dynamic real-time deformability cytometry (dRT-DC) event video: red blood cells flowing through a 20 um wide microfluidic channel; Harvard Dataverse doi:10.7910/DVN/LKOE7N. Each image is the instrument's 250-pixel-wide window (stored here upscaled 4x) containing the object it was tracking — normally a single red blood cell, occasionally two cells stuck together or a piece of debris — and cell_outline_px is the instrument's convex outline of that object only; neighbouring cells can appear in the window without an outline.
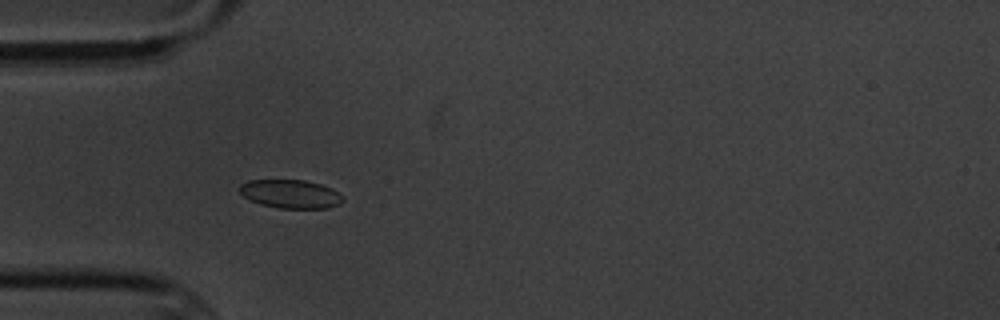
{"species": "common noctule bat (a hibernating species)", "species_latin": "Nyctalus noctula", "temperature_condition": "cold", "stored_images_in_passage": 5, "camera_frame_rate_fps": 3000, "um_per_image_px": 0.085, "animal": {"sex": "male", "body_mass_g": 20.1, "forearm_length_mm": 53.5}, "frame": {"image": 1, "passage_image": 4, "time_ms": 3.667, "image_size_px": [1000, 320], "cell_outline_px": [[344, 200], [340, 204], [328, 208], [280, 208], [260, 204], [244, 196], [240, 192], [240, 184], [248, 180], [304, 180], [320, 184], [332, 188], [344, 196]], "centroid_in_image_um": [24.74, 16.48], "position_along_channel_um": 60.3, "area_um2": 17.17}}
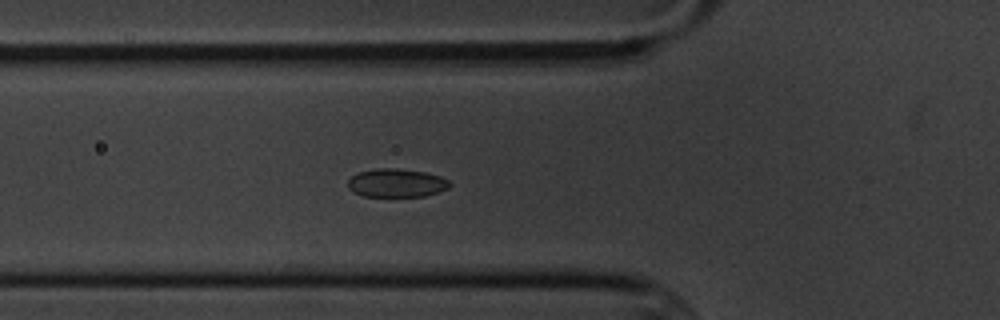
{"frame": {"image": 2, "passage_image": 5, "time_ms": 4.667, "image_size_px": [1000, 320], "cell_outline_px": [[452, 184], [448, 188], [440, 192], [424, 196], [364, 196], [352, 192], [348, 188], [348, 180], [356, 172], [376, 168], [396, 168], [424, 172], [440, 176], [448, 180]], "centroid_in_image_um": [33.69, 15.55], "position_along_channel_um": 92.1, "area_um2": 16.99}}